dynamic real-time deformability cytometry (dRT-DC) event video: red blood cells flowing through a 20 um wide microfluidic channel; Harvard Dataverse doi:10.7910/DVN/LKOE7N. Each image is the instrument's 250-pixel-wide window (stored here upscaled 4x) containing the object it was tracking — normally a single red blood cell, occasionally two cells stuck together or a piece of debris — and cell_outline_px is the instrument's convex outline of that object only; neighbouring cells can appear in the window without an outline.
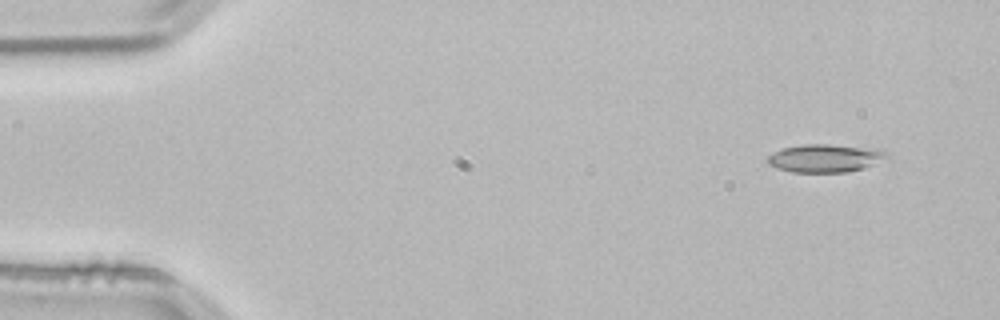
{"species": "common noctule bat (a hibernating species)", "species_latin": "Nyctalus noctula", "temperature_condition": "room temperature", "stored_images_in_passage": 50, "camera_frame_rate_fps": 3000, "um_per_image_px": 0.085, "animal": {"sex": "male", "body_mass_g": 21.5, "forearm_length_mm": 52.0}, "frame": {"image": 1, "passage_image": 1, "time_ms": 0.0, "image_size_px": [1000, 320], "cell_outline_px": [[892, 160], [864, 168], [848, 172], [792, 172], [776, 168], [768, 164], [764, 160], [768, 156], [784, 148], [804, 144], [828, 144], [880, 148], [888, 152], [892, 156]], "centroid_in_image_um": [70.29, 13.44], "position_along_channel_um": 14.7, "area_um2": 20.17}}
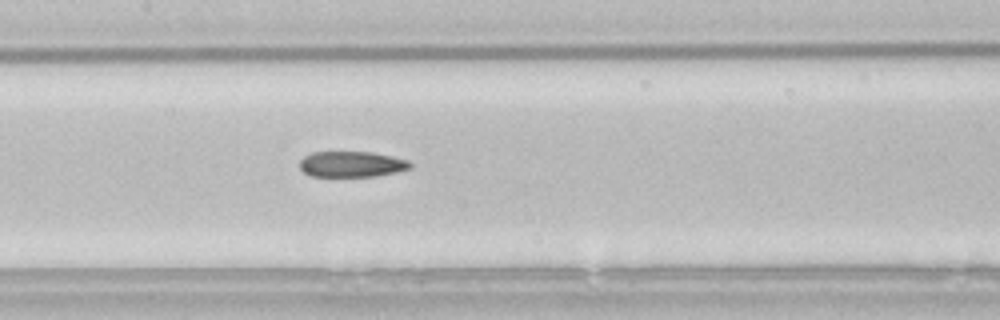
{"frame": {"image": 2, "passage_image": 22, "time_ms": 7.0, "image_size_px": [1000, 320], "cell_outline_px": [[412, 168], [396, 172], [376, 176], [312, 176], [304, 172], [300, 168], [300, 160], [304, 156], [312, 152], [372, 152], [392, 156], [408, 160], [412, 164]], "centroid_in_image_um": [29.91, 13.95], "position_along_channel_um": 177.5, "area_um2": 16.59}}
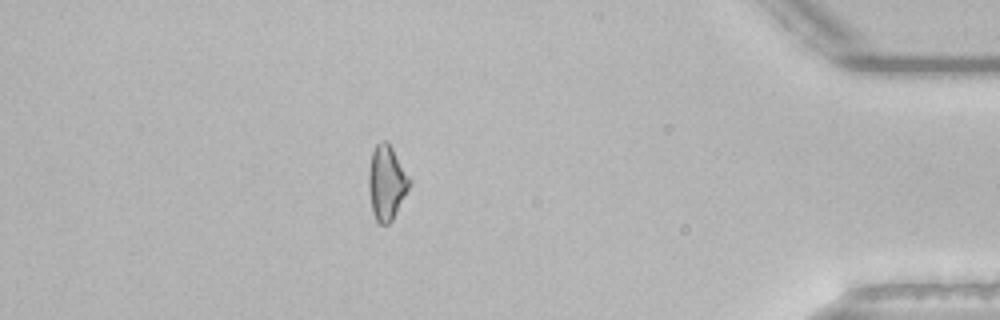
{"frame": {"image": 3, "passage_image": 43, "time_ms": 14.0, "image_size_px": [1000, 320], "cell_outline_px": [[412, 180], [392, 220], [388, 224], [380, 224], [376, 220], [372, 212], [368, 188], [368, 172], [372, 152], [376, 144], [380, 140], [384, 140], [392, 148]], "centroid_in_image_um": [32.84, 15.52], "position_along_channel_um": 402.4, "area_um2": 17.57}, "authors_computed_cell_mechanics": {"area_um2": 17.9469, "velocity_mm_per_s": 3.8475, "shape_relaxation_time_tau1_ms": null, "shape_relaxation_time_tau2_ms": 6.9393, "deformation_change_tau1": null, "deformation_change_tau2": 0.1723}}